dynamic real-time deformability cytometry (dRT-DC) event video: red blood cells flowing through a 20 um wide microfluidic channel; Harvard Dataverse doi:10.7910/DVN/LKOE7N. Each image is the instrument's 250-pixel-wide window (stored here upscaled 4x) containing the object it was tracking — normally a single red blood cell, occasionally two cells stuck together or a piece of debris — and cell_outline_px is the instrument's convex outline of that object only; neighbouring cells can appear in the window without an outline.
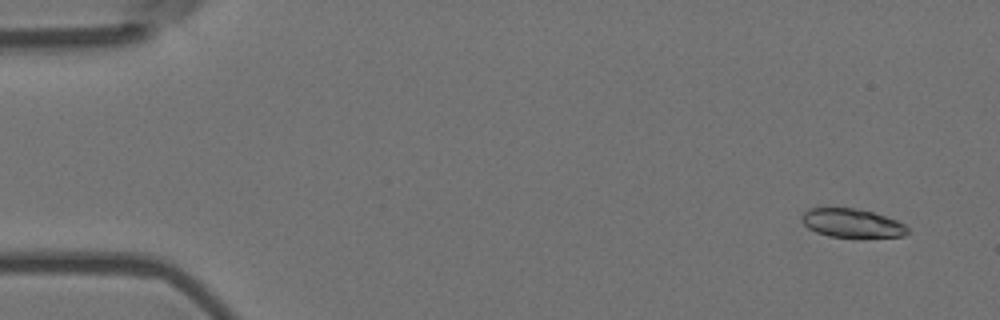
{"species": "Egyptian fruit bat (a non-hibernating species)", "species_latin": "Rousettus aegyptiacus", "temperature_condition": "room temperature", "stored_images_in_passage": 4, "camera_frame_rate_fps": 3000, "um_per_image_px": 0.085, "animal": {"sex": "female"}, "frame": {"image": 1, "passage_image": 1, "time_ms": 0.0, "image_size_px": [1000, 320], "cell_outline_px": [[908, 232], [904, 236], [828, 236], [816, 232], [808, 228], [800, 220], [800, 216], [808, 208], [852, 208], [872, 212], [896, 220], [904, 224], [908, 228]], "centroid_in_image_um": [72.36, 18.95], "position_along_channel_um": 12.6, "area_um2": 17.34}}
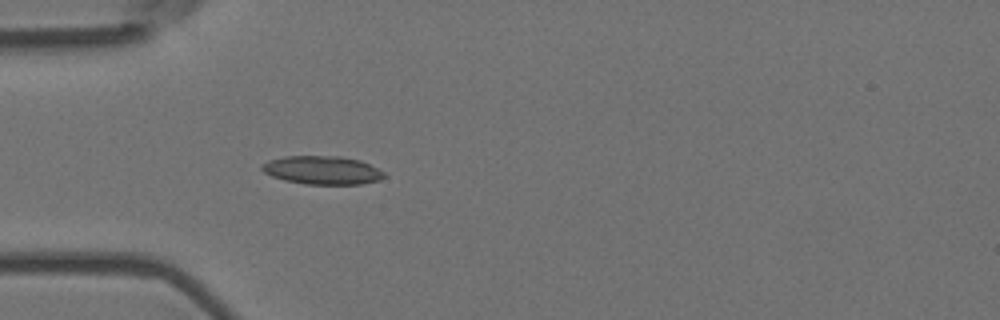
{"frame": {"image": 2, "passage_image": 4, "time_ms": 1.0, "image_size_px": [1000, 320], "cell_outline_px": [[388, 176], [380, 180], [360, 184], [304, 184], [284, 180], [272, 176], [264, 172], [260, 168], [260, 164], [268, 160], [284, 156], [340, 156], [360, 160], [384, 172]], "centroid_in_image_um": [27.38, 14.46], "position_along_channel_um": 57.6, "area_um2": 20.35}}